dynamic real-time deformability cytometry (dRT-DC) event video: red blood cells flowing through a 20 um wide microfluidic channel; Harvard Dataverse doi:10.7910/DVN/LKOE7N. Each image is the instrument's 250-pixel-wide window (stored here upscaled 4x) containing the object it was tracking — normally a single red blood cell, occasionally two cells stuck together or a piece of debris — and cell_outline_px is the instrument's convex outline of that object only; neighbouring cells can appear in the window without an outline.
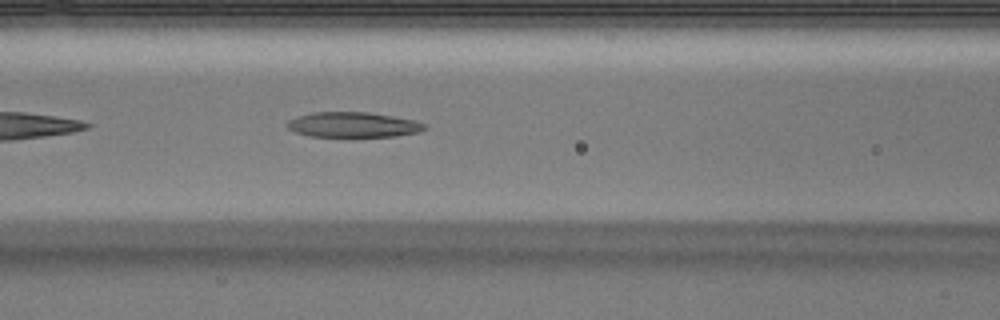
{"species": "Egyptian fruit bat (a non-hibernating species)", "species_latin": "Rousettus aegyptiacus", "temperature_condition": "warm", "stored_images_in_passage": 36, "camera_frame_rate_fps": 3000, "um_per_image_px": 0.085, "animal": {"sex": "male"}, "frame": {"image": 1, "passage_image": 7, "time_ms": 2.0, "image_size_px": [1000, 320], "cell_outline_px": [[428, 128], [416, 132], [396, 136], [308, 136], [296, 132], [288, 128], [288, 120], [296, 116], [312, 112], [368, 112], [416, 120], [428, 124]], "centroid_in_image_um": [30.04, 10.59], "position_along_channel_um": 136.6, "area_um2": 20.11}}
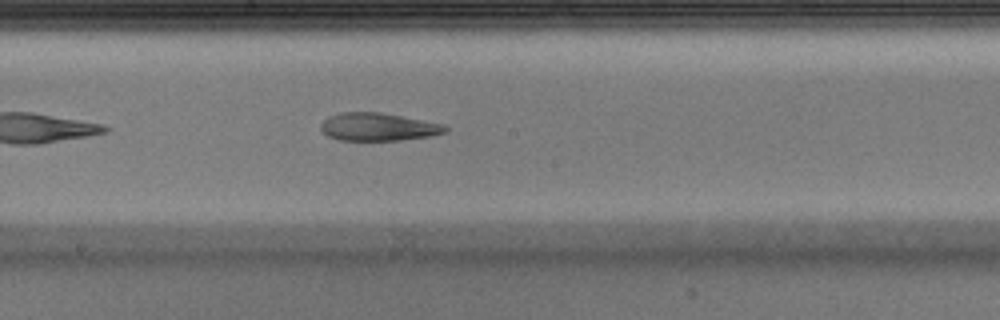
{"frame": {"image": 2, "passage_image": 13, "time_ms": 4.0, "image_size_px": [1000, 320], "cell_outline_px": [[448, 132], [432, 136], [400, 140], [340, 140], [328, 136], [320, 128], [320, 124], [328, 116], [340, 112], [380, 112], [424, 120], [444, 124], [448, 128]], "centroid_in_image_um": [32.17, 10.78], "position_along_channel_um": 216.0, "area_um2": 20.35}}
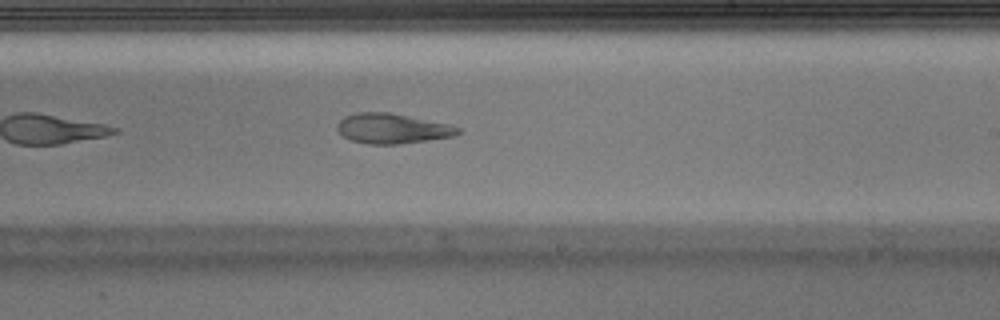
{"frame": {"image": 3, "passage_image": 16, "time_ms": 5.0, "image_size_px": [1000, 320], "cell_outline_px": [[460, 132], [456, 136], [400, 144], [368, 144], [352, 140], [344, 136], [336, 128], [336, 124], [344, 116], [356, 112], [388, 112], [448, 124], [460, 128]], "centroid_in_image_um": [33.33, 10.92], "position_along_channel_um": 255.7, "area_um2": 21.04}, "authors_computed_cell_mechanics": {"area_um2": 23.4668, "velocity_mm_per_s": 3.9685, "shape_relaxation_time_tau1_ms": null, "shape_relaxation_time_tau2_ms": 2.42, "deformation_change_tau1": null, "deformation_change_tau2": 0.0957}}